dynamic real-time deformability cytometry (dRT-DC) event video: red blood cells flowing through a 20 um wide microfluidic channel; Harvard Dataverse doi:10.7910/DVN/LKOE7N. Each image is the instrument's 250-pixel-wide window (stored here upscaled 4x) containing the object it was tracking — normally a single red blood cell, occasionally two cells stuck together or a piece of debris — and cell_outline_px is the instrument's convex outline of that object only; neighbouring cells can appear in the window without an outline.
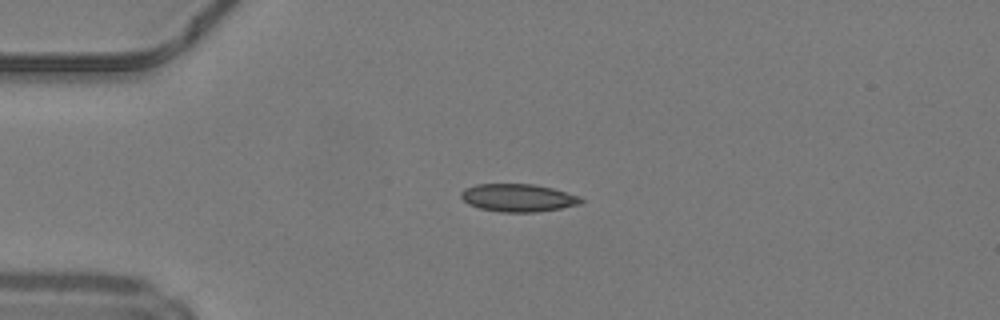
{"species": "common noctule bat (a hibernating species)", "species_latin": "Nyctalus noctula", "temperature_condition": "warm", "stored_images_in_passage": 38, "camera_frame_rate_fps": 3000, "um_per_image_px": 0.085, "animal": {"sex": "male", "body_mass_g": 19.2, "forearm_length_mm": 51.8}, "frame": {"image": 1, "passage_image": 1, "time_ms": 0.0, "image_size_px": [1000, 320], "cell_outline_px": [[584, 200], [580, 204], [560, 208], [536, 212], [500, 212], [480, 208], [468, 204], [460, 196], [460, 192], [464, 188], [476, 184], [536, 184], [552, 188], [580, 196]], "centroid_in_image_um": [44.02, 16.81], "position_along_channel_um": 41.0, "area_um2": 19.48}}
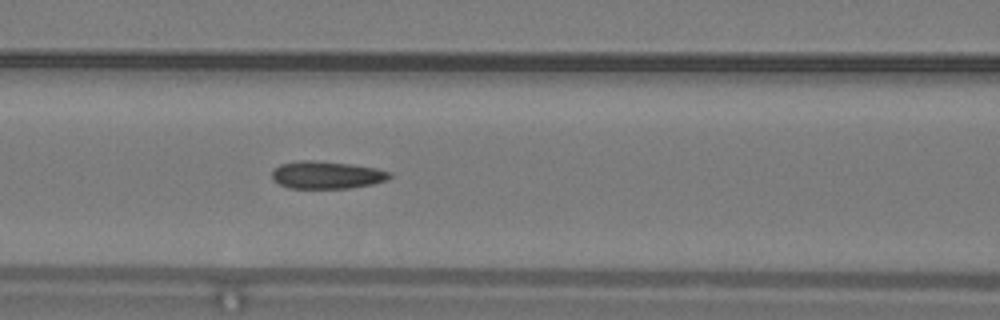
{"frame": {"image": 2, "passage_image": 10, "time_ms": 3.0, "image_size_px": [1000, 320], "cell_outline_px": [[392, 176], [388, 180], [372, 184], [348, 188], [288, 188], [272, 180], [272, 168], [280, 164], [300, 160], [312, 160], [348, 164], [376, 168], [392, 172]], "centroid_in_image_um": [27.75, 14.87], "position_along_channel_um": 138.9, "area_um2": 18.96}}
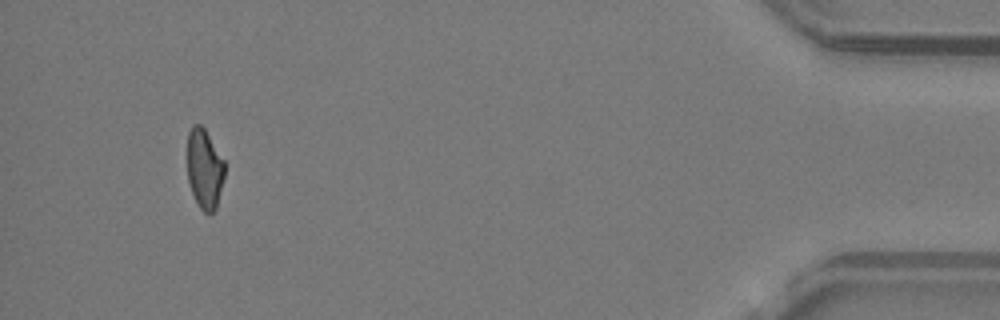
{"frame": {"image": 3, "passage_image": 35, "time_ms": 11.333, "image_size_px": [1000, 320], "cell_outline_px": [[224, 176], [216, 208], [212, 212], [204, 212], [200, 208], [192, 192], [188, 180], [188, 132], [192, 124], [200, 124], [204, 128], [224, 160]], "centroid_in_image_um": [17.38, 14.32], "position_along_channel_um": 417.8, "area_um2": 17.11}, "authors_computed_cell_mechanics": {"area_um2": 18.9873, "velocity_mm_per_s": 4.2305, "shape_relaxation_time_tau1_ms": 8.8551, "shape_relaxation_time_tau2_ms": 2.777, "deformation_change_tau1": 0.1875, "deformation_change_tau2": 0.1011}}